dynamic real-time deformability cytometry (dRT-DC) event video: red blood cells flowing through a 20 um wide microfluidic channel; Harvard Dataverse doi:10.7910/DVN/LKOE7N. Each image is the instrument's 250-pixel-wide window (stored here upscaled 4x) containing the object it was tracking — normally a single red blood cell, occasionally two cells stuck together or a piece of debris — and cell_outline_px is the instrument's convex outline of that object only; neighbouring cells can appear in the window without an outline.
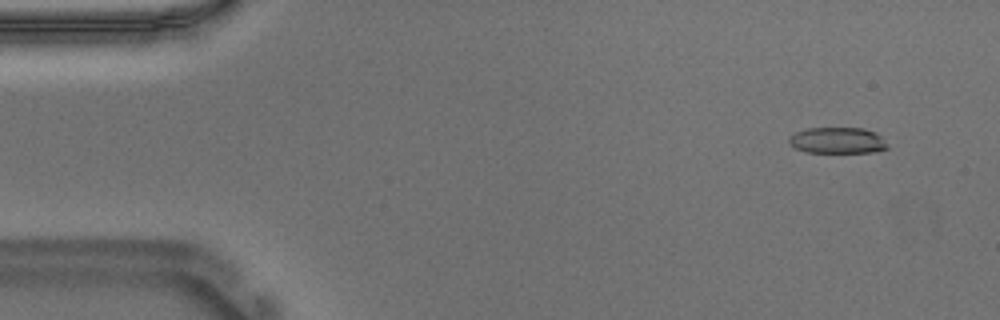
{"species": "Egyptian fruit bat (a non-hibernating species)", "species_latin": "Rousettus aegyptiacus", "temperature_condition": "warm", "stored_images_in_passage": 53, "camera_frame_rate_fps": 3000, "um_per_image_px": 0.085, "animal": {"sex": "male"}, "frame": {"image": 1, "passage_image": 3, "time_ms": 0.667, "image_size_px": [1000, 320], "cell_outline_px": [[888, 148], [872, 152], [804, 152], [788, 144], [788, 136], [796, 132], [808, 128], [864, 128], [876, 132], [880, 136]], "centroid_in_image_um": [71.13, 11.93], "position_along_channel_um": 13.9, "area_um2": 14.97}}
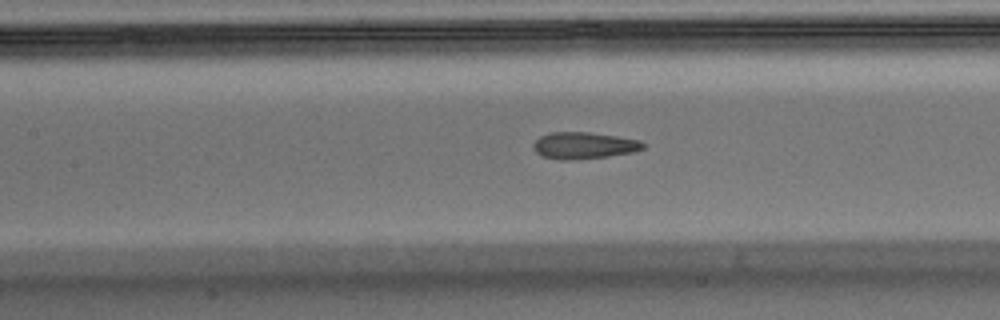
{"frame": {"image": 2, "passage_image": 23, "time_ms": 7.333, "image_size_px": [1000, 320], "cell_outline_px": [[648, 144], [644, 148], [632, 152], [608, 156], [568, 160], [560, 160], [540, 156], [532, 148], [532, 144], [540, 136], [552, 132], [588, 132], [616, 136], [640, 140]], "centroid_in_image_um": [49.62, 12.37], "position_along_channel_um": 157.8, "area_um2": 17.17}}
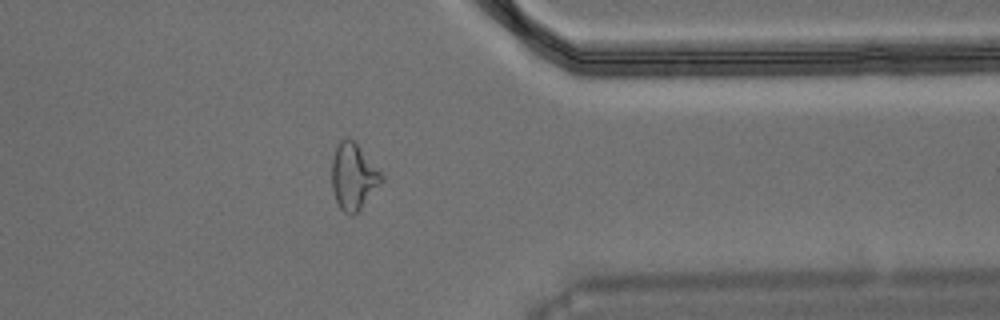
{"frame": {"image": 3, "passage_image": 42, "time_ms": 13.667, "image_size_px": [1000, 320], "cell_outline_px": [[384, 180], [360, 208], [352, 216], [344, 212], [340, 208], [336, 200], [332, 188], [332, 160], [336, 148], [340, 140], [344, 136], [348, 136], [356, 144], [384, 176]], "centroid_in_image_um": [30.02, 15.0], "position_along_channel_um": 381.4, "area_um2": 18.84}, "authors_computed_cell_mechanics": {"area_um2": 17.1088, "velocity_mm_per_s": 3.7031, "shape_relaxation_time_tau1_ms": null, "shape_relaxation_time_tau2_ms": 1.9823, "deformation_change_tau1": null, "deformation_change_tau2": 0.0998}}